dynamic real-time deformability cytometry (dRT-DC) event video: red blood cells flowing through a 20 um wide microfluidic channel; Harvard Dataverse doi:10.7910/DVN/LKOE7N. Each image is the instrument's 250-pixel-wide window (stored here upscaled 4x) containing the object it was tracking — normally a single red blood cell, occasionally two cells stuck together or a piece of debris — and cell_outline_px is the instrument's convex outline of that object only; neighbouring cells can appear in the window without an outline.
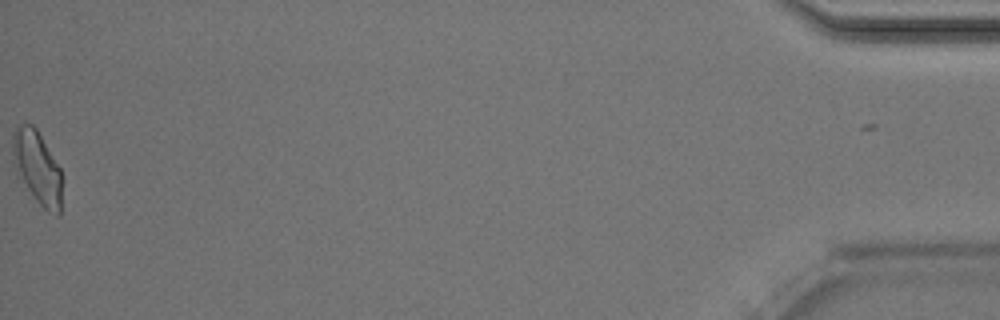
{"species": "Egyptian fruit bat (a non-hibernating species)", "species_latin": "Rousettus aegyptiacus", "temperature_condition": "room temperature", "stored_images_in_passage": 46, "camera_frame_rate_fps": 3000, "um_per_image_px": 0.085, "animal": {"sex": "male"}, "frame": {"image": 1, "passage_image": 46, "time_ms": 15.0, "image_size_px": [1000, 320], "cell_outline_px": [[60, 216], [56, 216], [48, 212], [36, 200], [16, 176], [12, 164], [12, 132], [16, 124], [32, 124], [36, 128], [60, 168]], "centroid_in_image_um": [3.09, 14.21], "position_along_channel_um": 432.1, "area_um2": 21.21}, "authors_computed_cell_mechanics": {"area_um2": 19.6231, "velocity_mm_per_s": 4.0134, "shape_relaxation_time_tau1_ms": null, "shape_relaxation_time_tau2_ms": 1.5512, "deformation_change_tau1": null, "deformation_change_tau2": 0.0795}}